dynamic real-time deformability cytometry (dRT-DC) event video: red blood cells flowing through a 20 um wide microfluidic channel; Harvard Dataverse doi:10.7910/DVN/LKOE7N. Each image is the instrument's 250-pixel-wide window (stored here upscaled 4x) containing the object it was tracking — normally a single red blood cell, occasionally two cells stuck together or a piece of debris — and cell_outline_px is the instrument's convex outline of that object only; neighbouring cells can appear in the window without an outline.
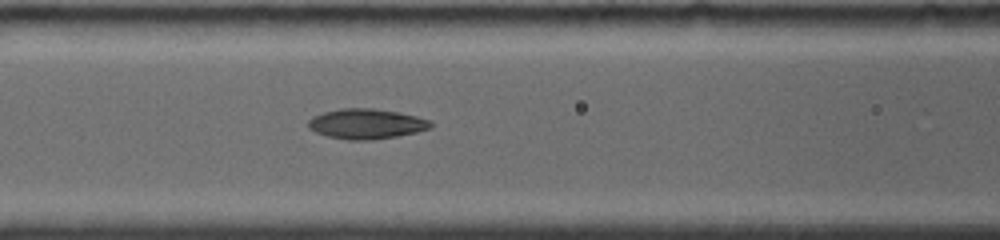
{"species": "common noctule bat (a hibernating species)", "species_latin": "Nyctalus noctula", "temperature_condition": "room temperature", "stored_images_in_passage": 8, "camera_frame_rate_fps": 4000, "um_per_image_px": 0.085, "animal": {"sex": "female", "body_mass_g": 19.0, "forearm_length_mm": 56.7}, "frame": {"image": 1, "passage_image": 7, "time_ms": 3.0, "image_size_px": [1000, 240], "cell_outline_px": [[436, 124], [432, 128], [416, 132], [396, 136], [372, 140], [348, 140], [328, 136], [316, 132], [308, 128], [308, 120], [312, 116], [324, 112], [340, 108], [372, 108], [400, 112], [432, 120]], "centroid_in_image_um": [31.18, 10.52], "position_along_channel_um": 135.4, "area_um2": 21.73}}